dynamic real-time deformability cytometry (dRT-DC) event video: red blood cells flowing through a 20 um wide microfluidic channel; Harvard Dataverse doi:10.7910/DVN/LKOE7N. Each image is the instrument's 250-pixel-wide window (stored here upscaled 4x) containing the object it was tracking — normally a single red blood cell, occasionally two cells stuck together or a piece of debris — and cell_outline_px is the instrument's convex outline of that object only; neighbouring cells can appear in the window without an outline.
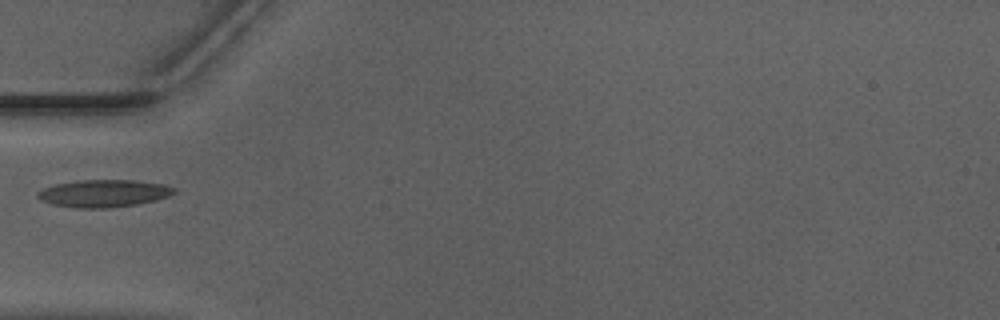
{"species": "Egyptian fruit bat (a non-hibernating species)", "species_latin": "Rousettus aegyptiacus", "temperature_condition": "warm", "stored_images_in_passage": 21, "camera_frame_rate_fps": 3000, "um_per_image_px": 0.085, "animal": {"sex": "male"}, "frame": {"image": 1, "passage_image": 1, "time_ms": 0.0, "image_size_px": [1000, 320], "cell_outline_px": [[176, 192], [168, 196], [156, 200], [136, 204], [108, 208], [76, 208], [52, 204], [40, 200], [36, 196], [36, 192], [44, 188], [56, 184], [80, 180], [136, 180], [164, 184], [176, 188]], "centroid_in_image_um": [8.81, 16.43], "position_along_channel_um": 76.2, "area_um2": 21.85}}